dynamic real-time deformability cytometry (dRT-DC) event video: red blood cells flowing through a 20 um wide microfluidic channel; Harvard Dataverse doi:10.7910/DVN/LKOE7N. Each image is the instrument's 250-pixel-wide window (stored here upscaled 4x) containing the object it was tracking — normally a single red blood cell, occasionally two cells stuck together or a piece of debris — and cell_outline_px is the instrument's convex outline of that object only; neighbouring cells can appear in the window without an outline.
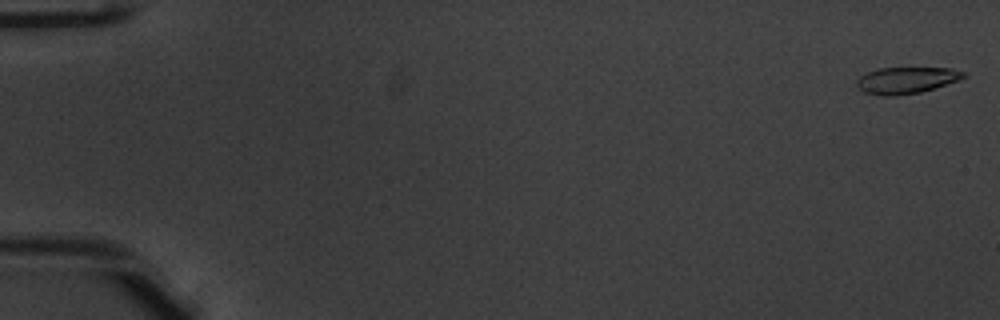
{"species": "common noctule bat (a hibernating species)", "species_latin": "Nyctalus noctula", "temperature_condition": "warm", "stored_images_in_passage": 52, "camera_frame_rate_fps": 3000, "um_per_image_px": 0.085, "animal": {"sex": "male", "body_mass_g": 20.1, "forearm_length_mm": 53.5}, "frame": {"image": 1, "passage_image": 1, "time_ms": 0.0, "image_size_px": [1000, 320], "cell_outline_px": [[968, 76], [960, 80], [920, 92], [896, 96], [880, 96], [864, 92], [856, 84], [856, 80], [860, 76], [868, 72], [880, 68], [952, 68], [964, 72]], "centroid_in_image_um": [77.05, 6.82], "position_along_channel_um": 7.9, "area_um2": 16.53}}
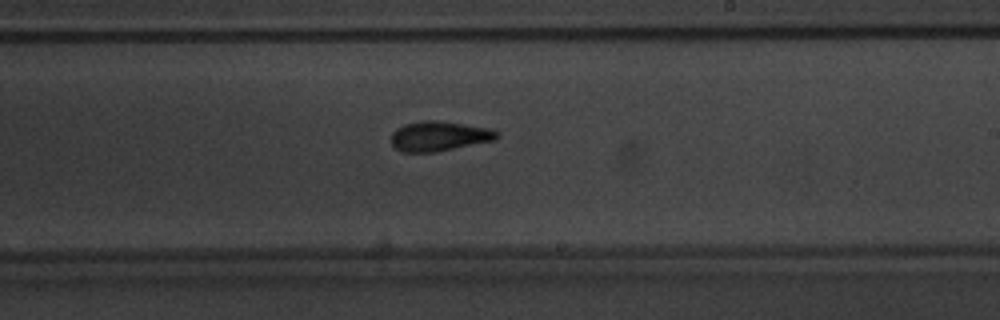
{"frame": {"image": 2, "passage_image": 32, "time_ms": 10.333, "image_size_px": [1000, 320], "cell_outline_px": [[500, 136], [496, 140], [436, 152], [400, 152], [392, 144], [392, 132], [396, 128], [404, 124], [420, 120], [436, 120], [492, 128]], "centroid_in_image_um": [37.33, 11.57], "position_along_channel_um": 251.7, "area_um2": 18.55}}
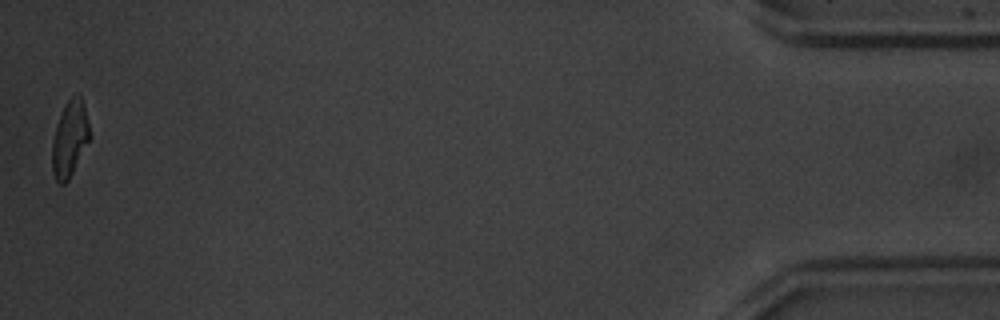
{"frame": {"image": 3, "passage_image": 52, "time_ms": 17.0, "image_size_px": [1000, 320], "cell_outline_px": [[92, 136], [68, 180], [64, 184], [60, 184], [56, 180], [52, 172], [52, 140], [56, 124], [60, 112], [68, 100], [76, 92], [80, 96], [84, 104]], "centroid_in_image_um": [5.93, 11.77], "position_along_channel_um": 429.3, "area_um2": 16.88}, "authors_computed_cell_mechanics": {"area_um2": 17.6001, "velocity_mm_per_s": 3.9509, "shape_relaxation_time_tau1_ms": 3.1578, "shape_relaxation_time_tau2_ms": 2.3727, "deformation_change_tau1": 0.1899, "deformation_change_tau2": 0.0981}}